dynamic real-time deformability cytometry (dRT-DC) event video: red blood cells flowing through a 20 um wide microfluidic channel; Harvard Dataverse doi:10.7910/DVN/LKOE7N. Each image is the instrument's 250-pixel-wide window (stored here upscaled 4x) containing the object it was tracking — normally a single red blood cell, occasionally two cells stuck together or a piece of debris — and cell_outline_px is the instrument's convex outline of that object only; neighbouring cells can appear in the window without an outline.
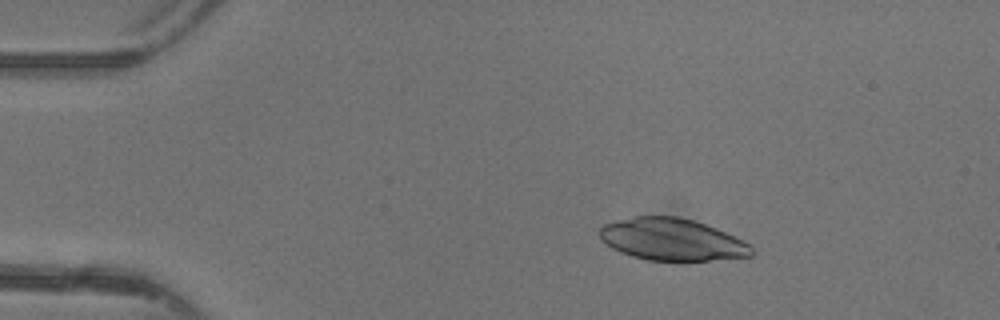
{"species": "common noctule bat (a hibernating species)", "species_latin": "Nyctalus noctula", "temperature_condition": "warm", "stored_images_in_passage": 14, "camera_frame_rate_fps": 3000, "um_per_image_px": 0.085, "animal": {"sex": "female"}, "frame": {"image": 1, "passage_image": 7, "time_ms": 2.0, "image_size_px": [1000, 320], "cell_outline_px": [[752, 256], [708, 260], [648, 260], [632, 256], [620, 252], [612, 248], [600, 240], [600, 228], [604, 224], [636, 216], [676, 216], [692, 220], [716, 228], [748, 244], [752, 248]], "centroid_in_image_um": [57.07, 20.36], "position_along_channel_um": 27.9, "area_um2": 36.65}}